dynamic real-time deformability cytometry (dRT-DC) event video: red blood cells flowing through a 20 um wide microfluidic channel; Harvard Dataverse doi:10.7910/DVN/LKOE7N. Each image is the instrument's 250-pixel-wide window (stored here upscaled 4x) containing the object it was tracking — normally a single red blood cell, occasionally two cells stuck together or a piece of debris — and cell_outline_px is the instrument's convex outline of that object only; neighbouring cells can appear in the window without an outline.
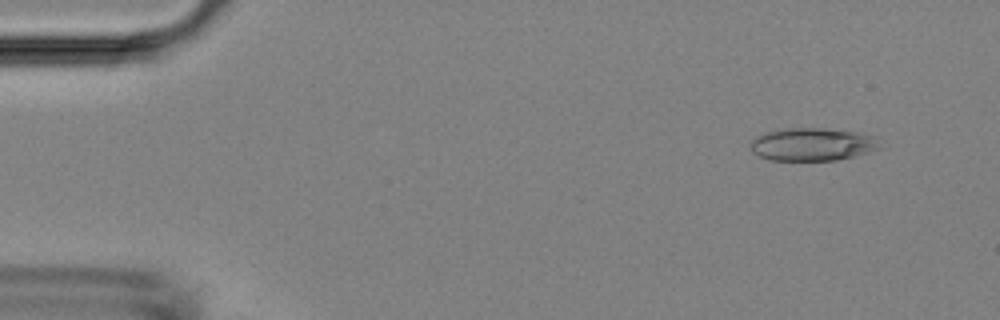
{"species": "Egyptian fruit bat (a non-hibernating species)", "species_latin": "Rousettus aegyptiacus", "temperature_condition": "room temperature", "stored_images_in_passage": 3, "camera_frame_rate_fps": 3000, "um_per_image_px": 0.085, "animal": {"sex": "female"}, "frame": {"image": 1, "passage_image": 2, "time_ms": 1.333, "image_size_px": [1000, 320], "cell_outline_px": [[884, 148], [872, 152], [856, 156], [836, 160], [768, 160], [752, 152], [748, 144], [756, 136], [768, 132], [788, 128], [824, 128], [860, 132], [876, 136]], "centroid_in_image_um": [69.13, 12.27], "position_along_channel_um": 15.9, "area_um2": 25.26}}